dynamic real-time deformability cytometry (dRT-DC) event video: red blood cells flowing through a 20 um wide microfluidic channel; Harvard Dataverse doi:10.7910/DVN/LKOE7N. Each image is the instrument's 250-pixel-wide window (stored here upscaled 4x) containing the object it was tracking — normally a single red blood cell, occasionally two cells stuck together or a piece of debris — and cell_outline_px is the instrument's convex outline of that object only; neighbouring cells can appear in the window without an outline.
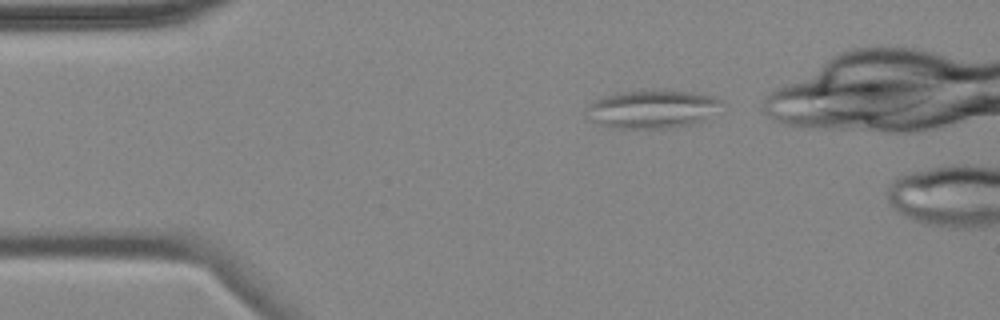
{"species": "common noctule bat (a hibernating species)", "species_latin": "Nyctalus noctula", "temperature_condition": "cold", "stored_images_in_passage": 2, "camera_frame_rate_fps": 3000, "um_per_image_px": 0.085, "animal": {"sex": "female", "body_mass_g": 18.4}, "frame": {"image": 1, "passage_image": 1, "time_ms": 0.0, "image_size_px": [1000, 320], "cell_outline_px": [[724, 104], [704, 120], [692, 124], [660, 128], [616, 128], [600, 124], [592, 120], [588, 108], [596, 100], [616, 92], [688, 92], [708, 96], [720, 100]], "centroid_in_image_um": [55.47, 9.3], "position_along_channel_um": 29.5, "area_um2": 28.73}}